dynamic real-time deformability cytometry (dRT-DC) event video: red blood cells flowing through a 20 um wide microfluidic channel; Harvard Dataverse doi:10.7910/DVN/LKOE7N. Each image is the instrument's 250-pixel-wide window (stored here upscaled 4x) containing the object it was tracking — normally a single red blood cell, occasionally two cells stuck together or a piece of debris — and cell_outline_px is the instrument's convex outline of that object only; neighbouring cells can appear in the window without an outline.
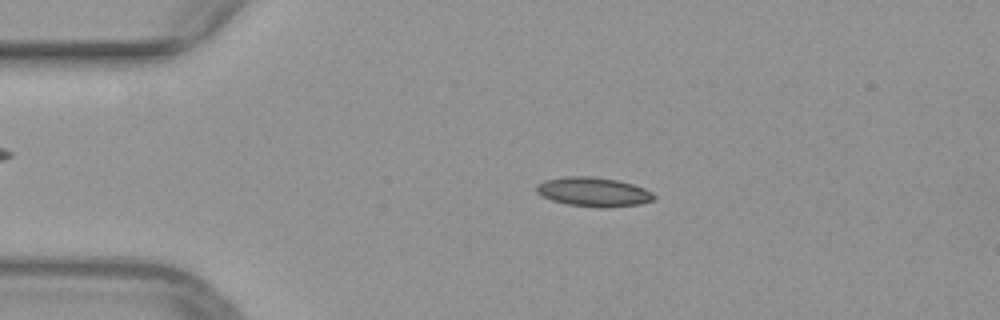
{"species": "common noctule bat (a hibernating species)", "species_latin": "Nyctalus noctula", "temperature_condition": "warm", "stored_images_in_passage": 47, "camera_frame_rate_fps": 3000, "um_per_image_px": 0.085, "animal": {"sex": "female", "body_mass_g": 29.2, "forearm_length_mm": 56.3}, "frame": {"image": 1, "passage_image": 8, "time_ms": 2.333, "image_size_px": [1000, 320], "cell_outline_px": [[656, 196], [652, 200], [640, 204], [608, 208], [600, 208], [568, 204], [552, 200], [540, 196], [536, 192], [536, 184], [544, 180], [568, 176], [588, 176], [620, 180], [644, 188], [652, 192]], "centroid_in_image_um": [50.43, 16.31], "position_along_channel_um": 34.6, "area_um2": 20.17}}
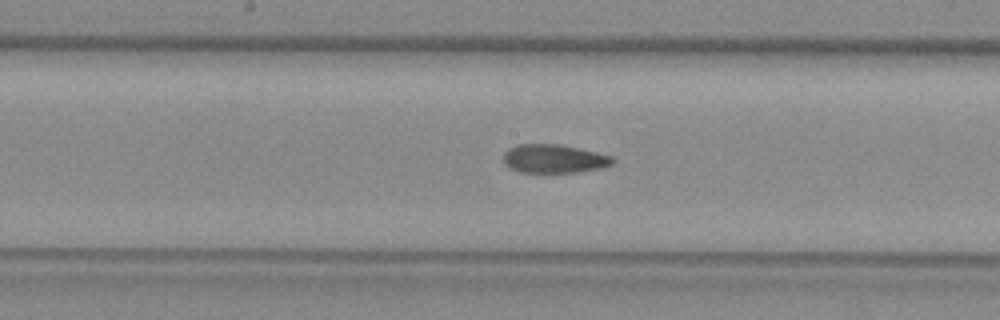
{"frame": {"image": 2, "passage_image": 23, "time_ms": 7.333, "image_size_px": [1000, 320], "cell_outline_px": [[616, 160], [612, 164], [604, 168], [576, 172], [520, 172], [508, 168], [504, 164], [504, 152], [508, 148], [516, 144], [560, 144], [596, 152], [612, 156]], "centroid_in_image_um": [47.08, 13.49], "position_along_channel_um": 201.1, "area_um2": 18.38}}
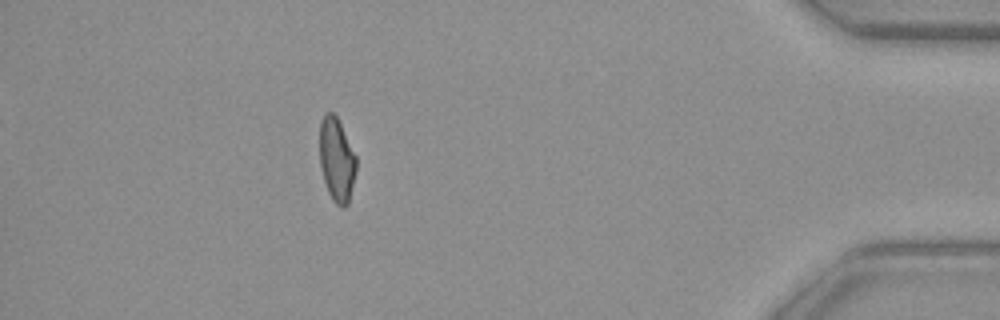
{"frame": {"image": 3, "passage_image": 42, "time_ms": 13.667, "image_size_px": [1000, 320], "cell_outline_px": [[356, 172], [348, 204], [344, 208], [340, 208], [332, 200], [328, 192], [320, 168], [320, 120], [328, 112], [332, 112], [336, 116], [356, 156]], "centroid_in_image_um": [28.61, 13.63], "position_along_channel_um": 406.6, "area_um2": 17.8}}